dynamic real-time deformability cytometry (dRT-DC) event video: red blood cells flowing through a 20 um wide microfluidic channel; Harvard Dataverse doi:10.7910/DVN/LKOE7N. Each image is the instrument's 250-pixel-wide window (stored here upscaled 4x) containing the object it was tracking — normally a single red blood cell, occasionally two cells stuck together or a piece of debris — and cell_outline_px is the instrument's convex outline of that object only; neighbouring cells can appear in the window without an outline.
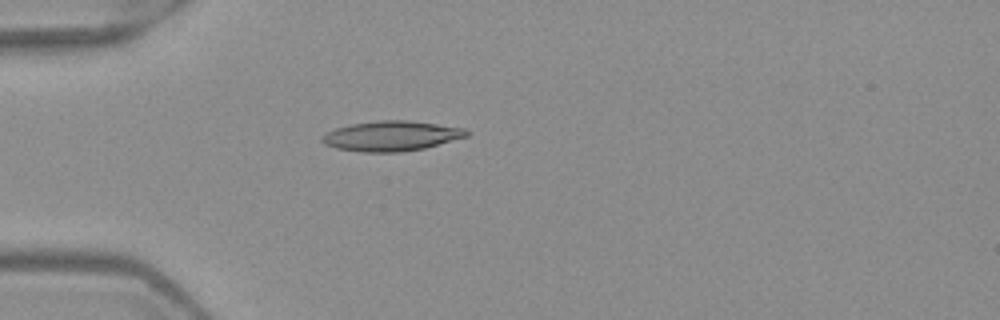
{"species": "Egyptian fruit bat (a non-hibernating species)", "species_latin": "Rousettus aegyptiacus", "temperature_condition": "warm", "stored_images_in_passage": 2, "camera_frame_rate_fps": 3000, "um_per_image_px": 0.085, "frame": {"image": 1, "passage_image": 2, "time_ms": 0.333, "image_size_px": [1000, 320], "cell_outline_px": [[472, 132], [468, 136], [424, 148], [400, 152], [360, 152], [336, 148], [324, 144], [320, 140], [320, 136], [336, 128], [352, 124], [376, 120], [408, 120], [464, 128]], "centroid_in_image_um": [33.25, 11.56], "position_along_channel_um": 51.7, "area_um2": 25.32}}